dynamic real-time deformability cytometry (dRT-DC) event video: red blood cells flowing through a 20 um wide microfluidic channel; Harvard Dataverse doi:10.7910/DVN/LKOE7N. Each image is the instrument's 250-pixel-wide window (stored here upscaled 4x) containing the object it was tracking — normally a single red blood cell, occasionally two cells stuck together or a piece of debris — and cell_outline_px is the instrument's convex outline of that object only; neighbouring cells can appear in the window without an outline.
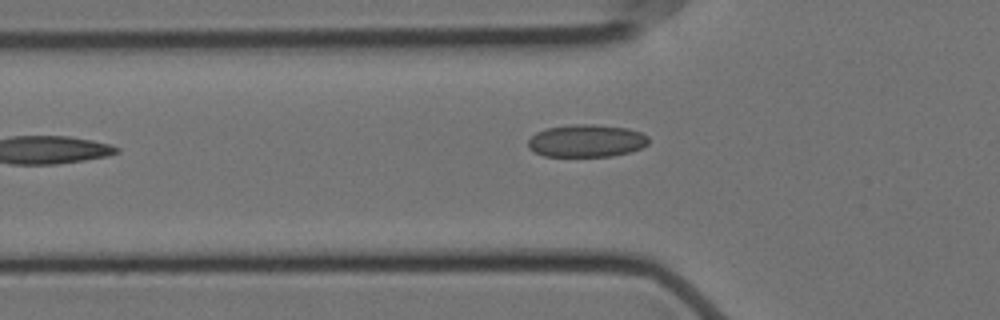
{"species": "Egyptian fruit bat (a non-hibernating species)", "species_latin": "Rousettus aegyptiacus", "temperature_condition": "cold", "stored_images_in_passage": 21, "camera_frame_rate_fps": 3000, "um_per_image_px": 0.085, "animal": {"sex": "female"}, "frame": {"image": 1, "passage_image": 4, "time_ms": 1.0, "image_size_px": [1000, 320], "cell_outline_px": [[648, 144], [632, 152], [612, 156], [544, 156], [528, 148], [528, 140], [536, 132], [544, 128], [576, 124], [592, 124], [628, 128], [640, 132], [648, 136]], "centroid_in_image_um": [49.85, 11.96], "position_along_channel_um": 75.9, "area_um2": 22.95}}
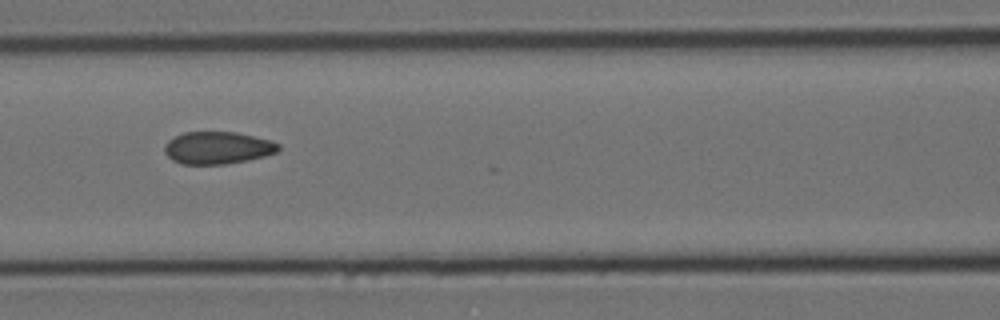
{"frame": {"image": 2, "passage_image": 10, "time_ms": 3.0, "image_size_px": [1000, 320], "cell_outline_px": [[280, 148], [276, 152], [264, 156], [224, 164], [180, 164], [172, 160], [164, 152], [164, 144], [168, 140], [184, 132], [236, 132], [272, 140], [280, 144]], "centroid_in_image_um": [18.48, 12.56], "position_along_channel_um": 148.1, "area_um2": 21.44}}
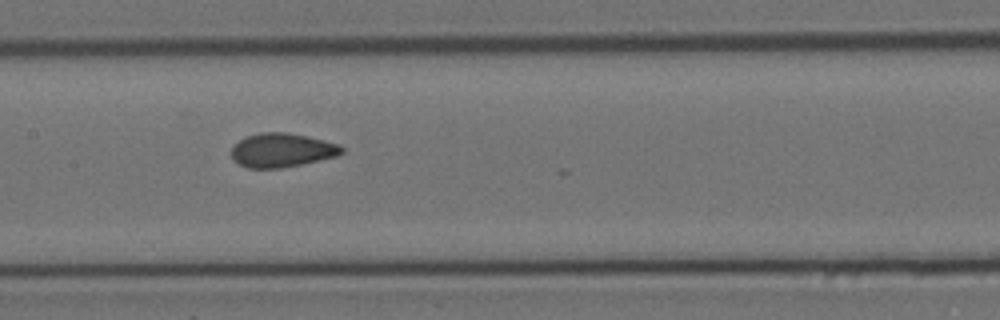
{"frame": {"image": 3, "passage_image": 13, "time_ms": 4.0, "image_size_px": [1000, 320], "cell_outline_px": [[344, 152], [336, 156], [300, 164], [280, 168], [248, 168], [240, 164], [232, 156], [232, 148], [244, 136], [260, 132], [288, 132], [308, 136], [340, 144], [344, 148]], "centroid_in_image_um": [23.98, 12.75], "position_along_channel_um": 183.4, "area_um2": 21.73}}